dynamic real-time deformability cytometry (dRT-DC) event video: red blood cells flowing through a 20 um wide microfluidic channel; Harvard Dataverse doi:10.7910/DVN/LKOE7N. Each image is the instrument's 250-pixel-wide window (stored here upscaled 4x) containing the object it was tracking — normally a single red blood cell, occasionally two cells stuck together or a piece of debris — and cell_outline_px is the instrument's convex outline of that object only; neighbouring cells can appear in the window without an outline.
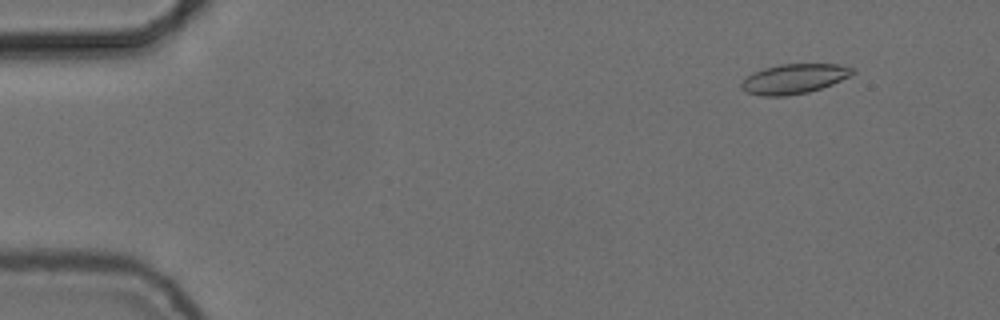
{"species": "common noctule bat (a hibernating species)", "species_latin": "Nyctalus noctula", "temperature_condition": "cold", "stored_images_in_passage": 51, "camera_frame_rate_fps": 3000, "um_per_image_px": 0.085, "animal": {"sex": "female", "body_mass_g": 24.6, "forearm_length_mm": 56.2}, "frame": {"image": 1, "passage_image": 1, "time_ms": 0.0, "image_size_px": [1000, 320], "cell_outline_px": [[856, 72], [832, 84], [808, 92], [784, 96], [760, 96], [748, 92], [740, 88], [740, 84], [752, 72], [764, 68], [780, 64], [840, 64], [852, 68]], "centroid_in_image_um": [67.47, 6.69], "position_along_channel_um": 17.5, "area_um2": 19.13}}
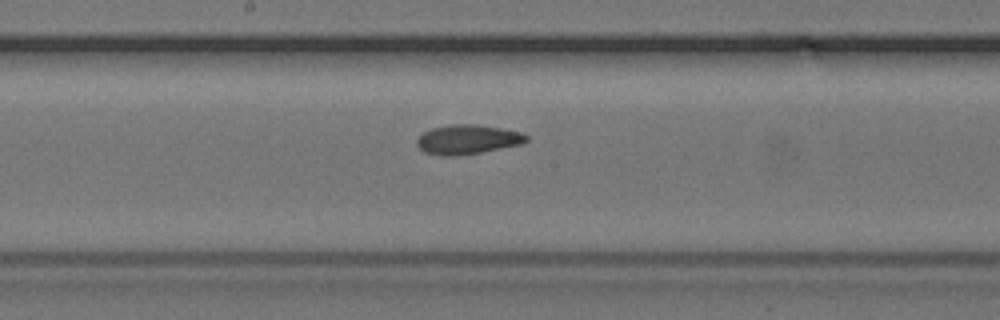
{"frame": {"image": 2, "passage_image": 25, "time_ms": 8.0, "image_size_px": [1000, 320], "cell_outline_px": [[528, 140], [520, 144], [480, 152], [452, 156], [440, 156], [424, 152], [416, 144], [416, 140], [424, 132], [432, 128], [448, 124], [476, 124], [500, 128], [520, 132], [528, 136]], "centroid_in_image_um": [39.7, 11.85], "position_along_channel_um": 208.5, "area_um2": 18.61}}
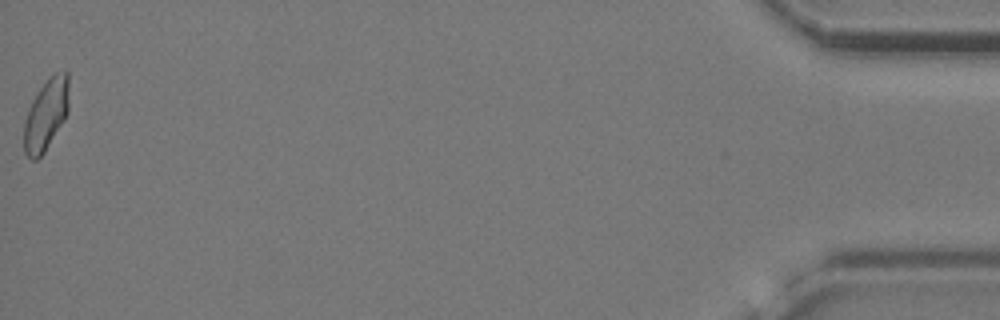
{"frame": {"image": 3, "passage_image": 51, "time_ms": 16.667, "image_size_px": [1000, 320], "cell_outline_px": [[68, 112], [64, 120], [44, 152], [36, 160], [32, 160], [24, 152], [24, 124], [28, 108], [32, 100], [48, 76], [52, 72], [64, 68], [68, 72]], "centroid_in_image_um": [3.92, 9.67], "position_along_channel_um": 431.3, "area_um2": 18.9}, "authors_computed_cell_mechanics": {"area_um2": 18.6116, "velocity_mm_per_s": 3.7235, "shape_relaxation_time_tau1_ms": 8.5412, "shape_relaxation_time_tau2_ms": 3.5428, "deformation_change_tau1": 0.1463, "deformation_change_tau2": 0.0892}}